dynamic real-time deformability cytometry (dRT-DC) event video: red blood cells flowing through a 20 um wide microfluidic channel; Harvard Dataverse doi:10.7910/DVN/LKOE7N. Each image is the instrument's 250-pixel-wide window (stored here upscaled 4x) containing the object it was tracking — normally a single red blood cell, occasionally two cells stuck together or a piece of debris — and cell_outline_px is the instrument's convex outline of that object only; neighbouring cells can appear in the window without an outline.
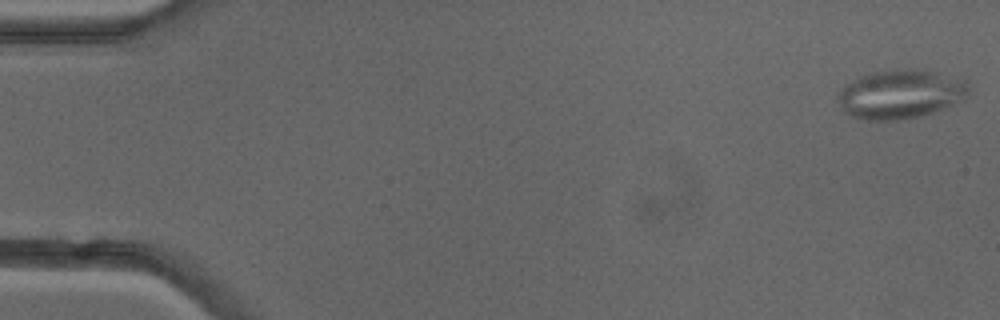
{"species": "common noctule bat (a hibernating species)", "species_latin": "Nyctalus noctula", "temperature_condition": "cold", "stored_images_in_passage": 51, "camera_frame_rate_fps": 3000, "um_per_image_px": 0.085, "animal": {"sex": "female"}, "frame": {"image": 1, "passage_image": 1, "time_ms": 0.0, "image_size_px": [1000, 320], "cell_outline_px": [[968, 96], [964, 100], [924, 116], [896, 120], [868, 120], [852, 116], [844, 112], [836, 96], [836, 92], [856, 76], [872, 72], [896, 68], [924, 68], [968, 80]], "centroid_in_image_um": [76.56, 7.97], "position_along_channel_um": 8.4, "area_um2": 38.32}}
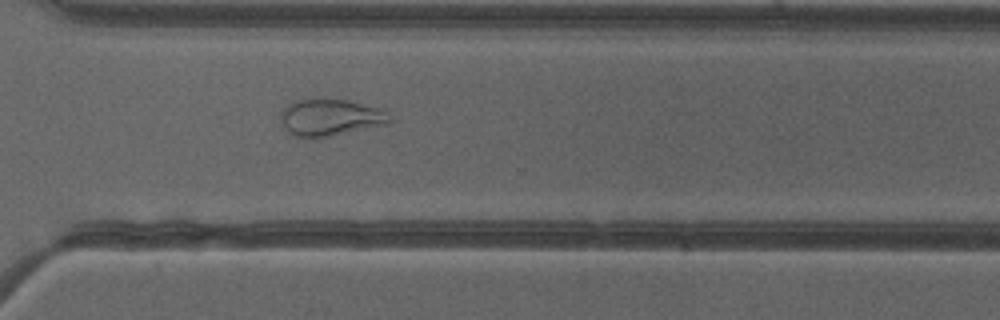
{"frame": {"image": 2, "passage_image": 37, "time_ms": 12.0, "image_size_px": [1000, 320], "cell_outline_px": [[392, 120], [388, 124], [316, 140], [312, 140], [296, 136], [288, 132], [280, 116], [280, 112], [288, 104], [296, 100], [320, 96], [348, 100], [388, 108], [392, 116]], "centroid_in_image_um": [28.16, 9.96], "position_along_channel_um": 342.4, "area_um2": 24.85}}
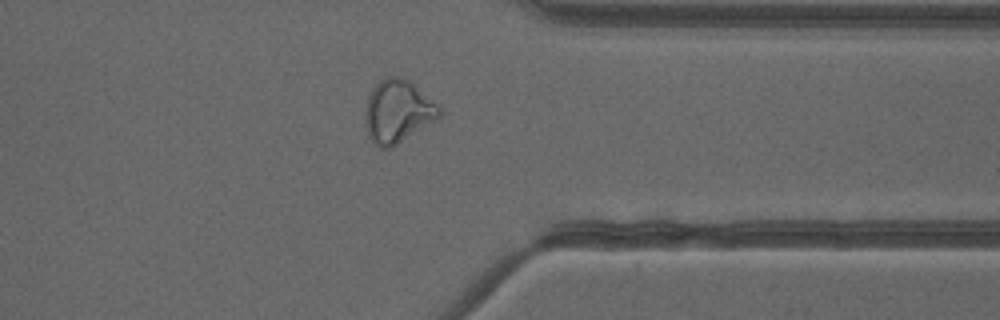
{"frame": {"image": 3, "passage_image": 40, "time_ms": 13.0, "image_size_px": [1000, 320], "cell_outline_px": [[444, 112], [436, 120], [392, 148], [380, 148], [372, 144], [368, 136], [364, 116], [364, 112], [368, 96], [372, 88], [380, 80], [388, 76], [400, 76], [408, 80], [440, 104]], "centroid_in_image_um": [33.82, 9.48], "position_along_channel_um": 377.6, "area_um2": 27.74}, "authors_computed_cell_mechanics": {"area_um2": 28.7266, "velocity_mm_per_s": 3.9953, "shape_relaxation_time_tau1_ms": null, "shape_relaxation_time_tau2_ms": 2.0891, "deformation_change_tau1": null, "deformation_change_tau2": 0.0985}}